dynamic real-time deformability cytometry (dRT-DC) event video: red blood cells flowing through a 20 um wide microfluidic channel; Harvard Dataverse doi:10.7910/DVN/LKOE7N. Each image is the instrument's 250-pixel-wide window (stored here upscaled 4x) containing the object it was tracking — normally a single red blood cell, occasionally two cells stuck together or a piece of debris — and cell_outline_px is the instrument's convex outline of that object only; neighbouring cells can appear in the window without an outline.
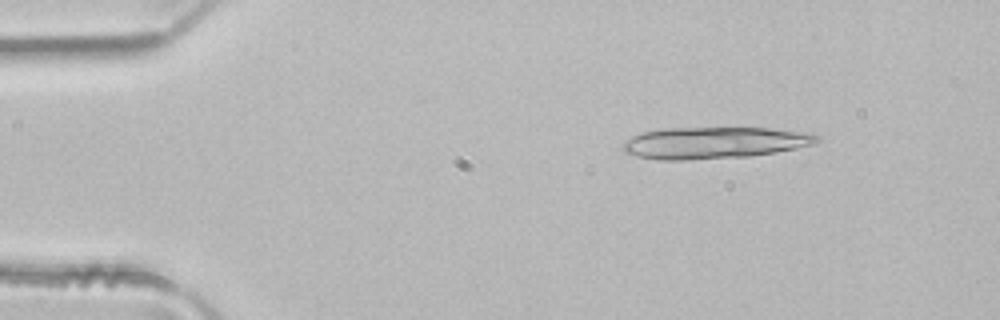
{"species": "common noctule bat (a hibernating species)", "species_latin": "Nyctalus noctula", "temperature_condition": "room temperature", "stored_images_in_passage": 4, "camera_frame_rate_fps": 3000, "um_per_image_px": 0.085, "animal": {"sex": "male", "body_mass_g": 21.5, "forearm_length_mm": 52.0}, "frame": {"image": 1, "passage_image": 4, "time_ms": 1.0, "image_size_px": [1000, 320], "cell_outline_px": [[820, 140], [816, 144], [776, 152], [748, 156], [688, 160], [656, 160], [636, 156], [624, 152], [620, 148], [624, 140], [640, 132], [664, 128], [772, 128], [812, 132], [820, 136]], "centroid_in_image_um": [60.71, 12.13], "position_along_channel_um": 24.3, "area_um2": 36.41}}